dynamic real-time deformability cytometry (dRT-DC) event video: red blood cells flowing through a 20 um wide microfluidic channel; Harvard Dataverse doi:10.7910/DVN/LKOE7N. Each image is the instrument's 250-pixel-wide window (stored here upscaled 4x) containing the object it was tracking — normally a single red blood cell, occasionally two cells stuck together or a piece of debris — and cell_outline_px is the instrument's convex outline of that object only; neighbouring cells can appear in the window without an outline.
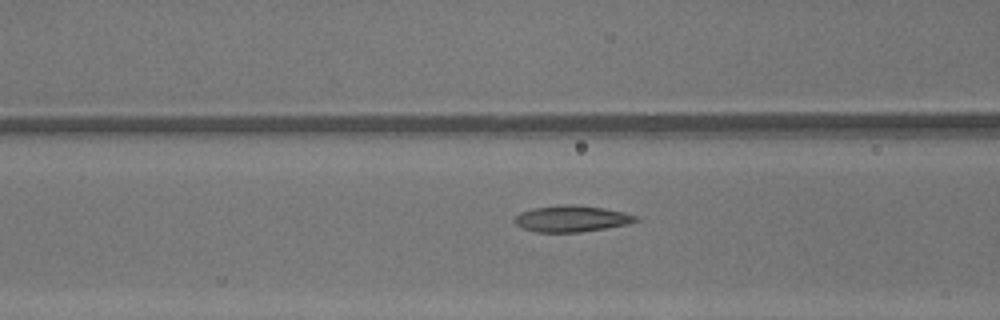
{"species": "common noctule bat (a hibernating species)", "species_latin": "Nyctalus noctula", "temperature_condition": "warm", "stored_images_in_passage": 36, "camera_frame_rate_fps": 3000, "um_per_image_px": 0.085, "animal": {"sex": "male", "body_mass_g": 13.3}, "frame": {"image": 1, "passage_image": 13, "time_ms": 4.0, "image_size_px": [1000, 320], "cell_outline_px": [[636, 220], [628, 224], [580, 232], [536, 232], [524, 228], [516, 224], [512, 220], [520, 212], [532, 208], [568, 204], [576, 204], [604, 208], [624, 212], [636, 216]], "centroid_in_image_um": [48.54, 18.58], "position_along_channel_um": 118.1, "area_um2": 18.44}}
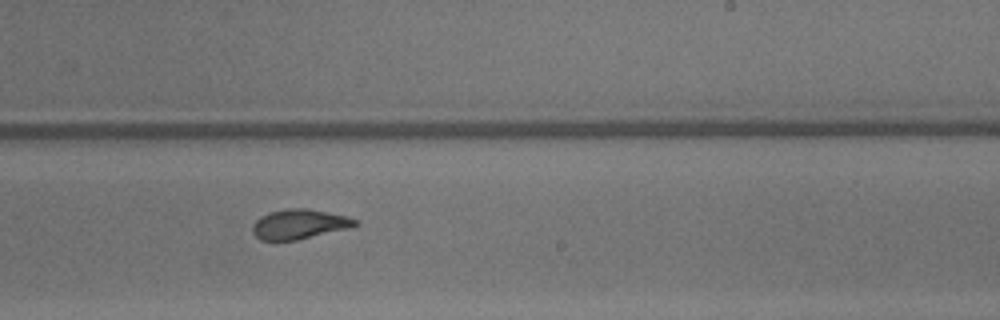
{"frame": {"image": 2, "passage_image": 23, "time_ms": 7.333, "image_size_px": [1000, 320], "cell_outline_px": [[360, 224], [348, 228], [296, 240], [276, 244], [260, 240], [252, 232], [252, 228], [256, 220], [260, 216], [268, 212], [288, 208], [304, 208], [348, 216], [356, 220]], "centroid_in_image_um": [25.36, 19.09], "position_along_channel_um": 263.6, "area_um2": 18.15}}
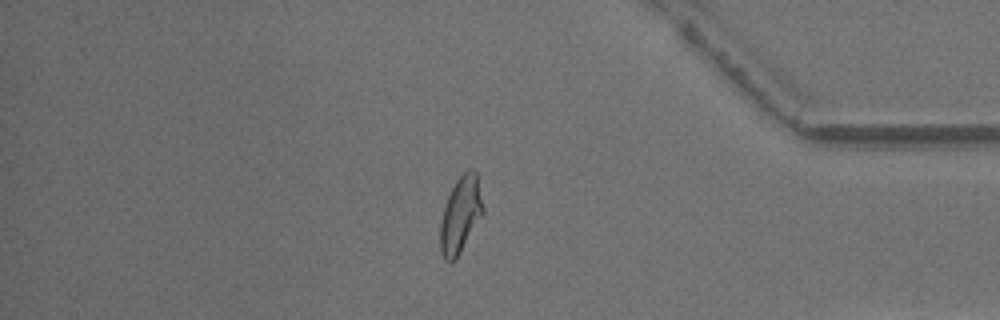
{"frame": {"image": 3, "passage_image": 34, "time_ms": 11.0, "image_size_px": [1000, 320], "cell_outline_px": [[484, 212], [456, 260], [452, 264], [444, 260], [440, 252], [440, 220], [444, 204], [456, 180], [468, 168], [472, 168], [476, 172], [484, 208]], "centroid_in_image_um": [39.13, 18.29], "position_along_channel_um": 396.1, "area_um2": 19.25}, "authors_computed_cell_mechanics": {"area_um2": 18.6116, "velocity_mm_per_s": 4.3685, "shape_relaxation_time_tau1_ms": 8.6207, "shape_relaxation_time_tau2_ms": 1.2916, "deformation_change_tau1": 0.245, "deformation_change_tau2": 0.0856}}